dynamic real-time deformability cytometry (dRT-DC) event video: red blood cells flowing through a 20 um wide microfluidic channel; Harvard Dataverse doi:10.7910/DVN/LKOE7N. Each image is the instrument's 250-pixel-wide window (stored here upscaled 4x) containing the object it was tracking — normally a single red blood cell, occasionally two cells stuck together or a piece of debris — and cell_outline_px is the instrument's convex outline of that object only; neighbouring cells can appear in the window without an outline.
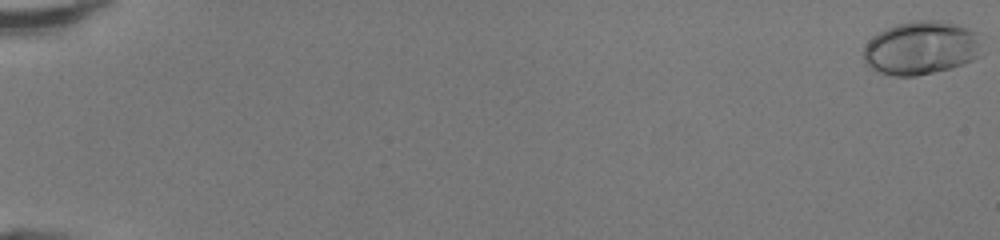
{"species": "human", "species_latin": "Homo sapiens", "temperature_condition": "room temperature", "stored_images_in_passage": 50, "camera_frame_rate_fps": 3000, "um_per_image_px": 0.085, "donor": {"sex": "female"}, "frame": {"image": 1, "passage_image": 1, "time_ms": 0.0, "image_size_px": [1000, 240], "cell_outline_px": [[980, 56], [972, 60], [952, 68], [916, 76], [896, 76], [880, 72], [872, 68], [864, 60], [864, 48], [868, 40], [872, 36], [884, 28], [896, 24], [916, 20], [932, 20], [952, 24], [976, 32]], "centroid_in_image_um": [78.24, 4.08], "position_along_channel_um": 6.8, "area_um2": 36.41}}
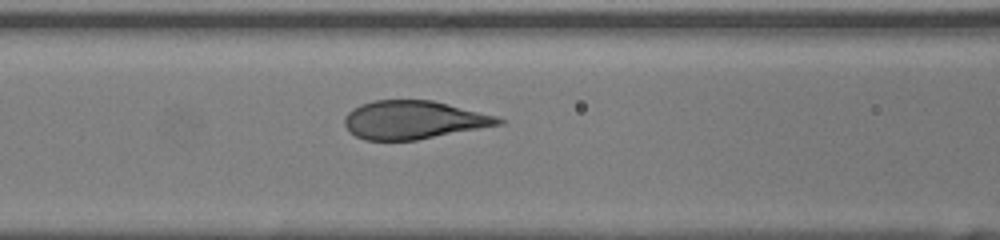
{"frame": {"image": 2, "passage_image": 24, "time_ms": 7.667, "image_size_px": [1000, 240], "cell_outline_px": [[504, 124], [416, 140], [364, 140], [348, 132], [344, 124], [344, 116], [352, 108], [360, 104], [372, 100], [432, 100], [496, 116], [504, 120]], "centroid_in_image_um": [35.11, 10.19], "position_along_channel_um": 131.5, "area_um2": 34.39}}
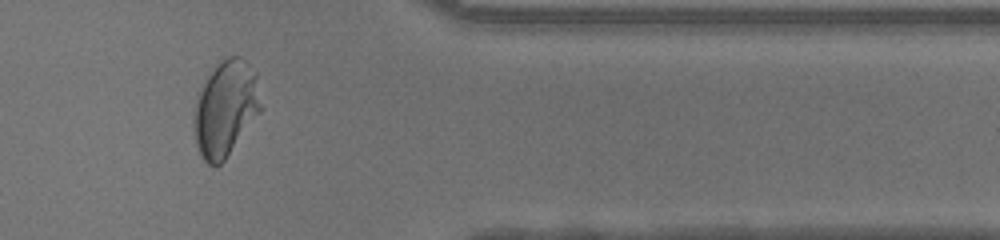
{"frame": {"image": 3, "passage_image": 43, "time_ms": 14.0, "image_size_px": [1000, 240], "cell_outline_px": [[260, 112], [224, 160], [216, 168], [208, 164], [200, 156], [196, 144], [192, 120], [196, 96], [216, 60], [228, 56], [240, 56], [256, 72], [260, 104]], "centroid_in_image_um": [19.12, 9.2], "position_along_channel_um": 392.3, "area_um2": 37.63}, "authors_computed_cell_mechanics": {"area_um2": 35.3447, "velocity_mm_per_s": 4.3112, "shape_relaxation_time_tau1_ms": 4.5247, "shape_relaxation_time_tau2_ms": null, "deformation_change_tau1": 0.2065, "deformation_change_tau2": null}}